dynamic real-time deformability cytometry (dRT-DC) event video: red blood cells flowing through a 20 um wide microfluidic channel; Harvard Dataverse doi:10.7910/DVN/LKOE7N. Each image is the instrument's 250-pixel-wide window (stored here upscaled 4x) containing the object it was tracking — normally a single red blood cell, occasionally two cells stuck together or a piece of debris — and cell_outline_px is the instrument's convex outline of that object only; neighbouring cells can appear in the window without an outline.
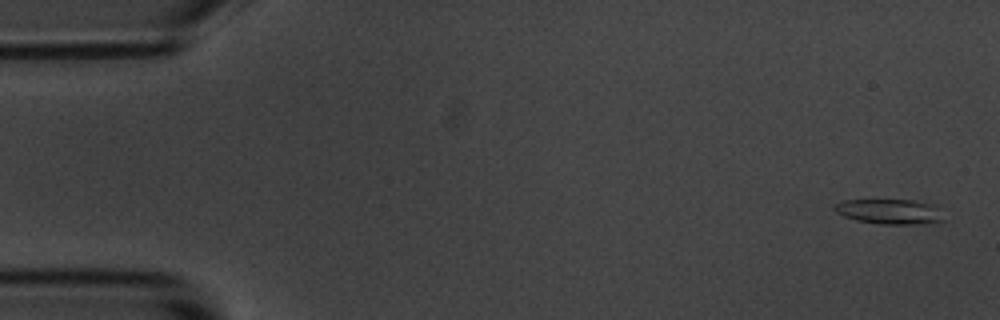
{"species": "common noctule bat (a hibernating species)", "species_latin": "Nyctalus noctula", "temperature_condition": "room temperature", "stored_images_in_passage": 15, "camera_frame_rate_fps": 3000, "um_per_image_px": 0.085, "animal": {"sex": "male", "body_mass_g": 20.1, "forearm_length_mm": 53.5}, "frame": {"image": 1, "passage_image": 2, "time_ms": 0.333, "image_size_px": [1000, 320], "cell_outline_px": [[944, 220], [932, 224], [880, 224], [856, 220], [844, 216], [836, 212], [832, 208], [832, 204], [840, 200], [912, 200], [932, 204], [936, 208]], "centroid_in_image_um": [75.55, 17.98], "position_along_channel_um": 9.4, "area_um2": 16.01}}
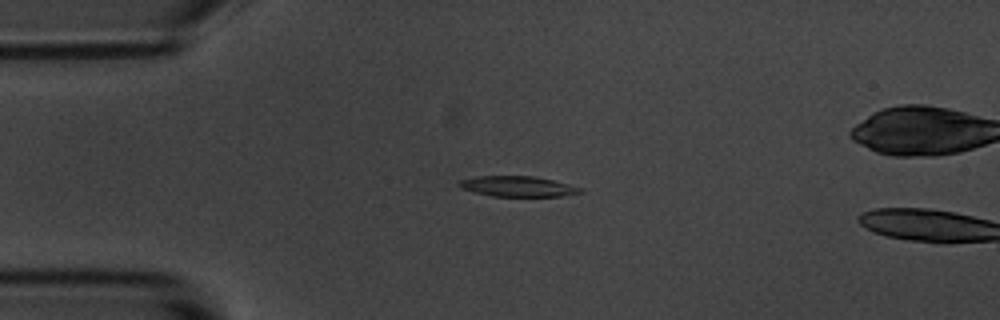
{"frame": {"image": 2, "passage_image": 13, "time_ms": 4.0, "image_size_px": [1000, 320], "cell_outline_px": [[584, 192], [560, 196], [492, 196], [460, 188], [456, 184], [460, 180], [476, 176], [536, 176], [584, 188]], "centroid_in_image_um": [44.01, 15.84], "position_along_channel_um": 41.0, "area_um2": 14.45}}